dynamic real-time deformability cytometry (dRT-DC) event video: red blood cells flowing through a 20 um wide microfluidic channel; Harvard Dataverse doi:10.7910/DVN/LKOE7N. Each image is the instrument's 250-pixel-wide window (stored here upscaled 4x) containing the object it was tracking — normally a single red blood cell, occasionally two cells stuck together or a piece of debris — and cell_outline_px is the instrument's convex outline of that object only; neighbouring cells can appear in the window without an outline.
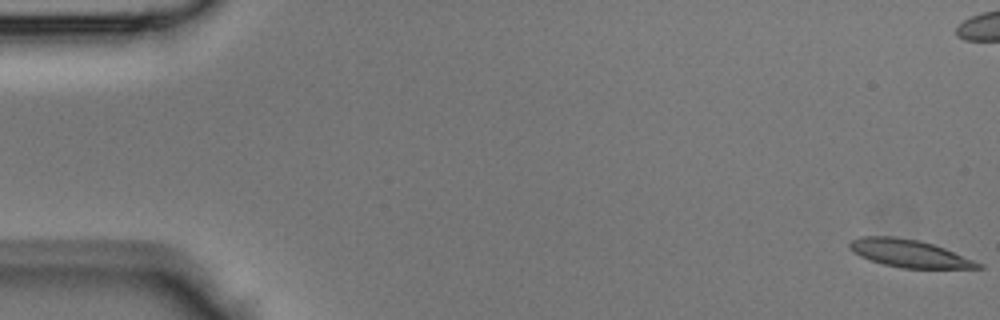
{"species": "Egyptian fruit bat (a non-hibernating species)", "species_latin": "Rousettus aegyptiacus", "temperature_condition": "room temperature", "stored_images_in_passage": 45, "camera_frame_rate_fps": 3000, "um_per_image_px": 0.085, "animal": {"sex": "male"}, "frame": {"image": 1, "passage_image": 1, "time_ms": 0.0, "image_size_px": [1000, 320], "cell_outline_px": [[984, 268], [900, 268], [884, 264], [860, 256], [852, 252], [848, 248], [848, 244], [852, 240], [860, 236], [892, 236], [920, 240], [944, 248], [984, 264]], "centroid_in_image_um": [77.27, 21.53], "position_along_channel_um": 7.7, "area_um2": 20.63}}
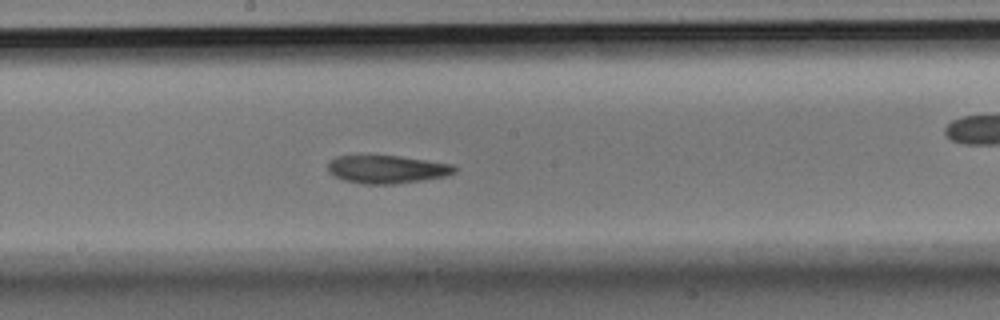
{"frame": {"image": 2, "passage_image": 24, "time_ms": 7.667, "image_size_px": [1000, 320], "cell_outline_px": [[456, 172], [444, 176], [420, 180], [392, 184], [364, 184], [344, 180], [328, 172], [328, 164], [336, 156], [400, 156], [452, 164], [456, 168]], "centroid_in_image_um": [32.89, 14.39], "position_along_channel_um": 215.3, "area_um2": 20.35}}
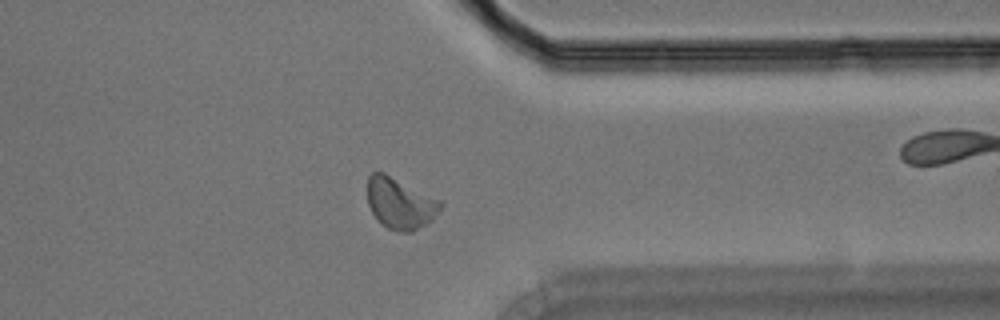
{"frame": {"image": 3, "passage_image": 35, "time_ms": 11.333, "image_size_px": [1000, 320], "cell_outline_px": [[444, 204], [432, 220], [428, 224], [412, 232], [400, 232], [388, 228], [372, 212], [368, 204], [368, 176], [372, 172], [384, 172], [440, 200]], "centroid_in_image_um": [34.03, 17.28], "position_along_channel_um": 377.4, "area_um2": 21.62}}